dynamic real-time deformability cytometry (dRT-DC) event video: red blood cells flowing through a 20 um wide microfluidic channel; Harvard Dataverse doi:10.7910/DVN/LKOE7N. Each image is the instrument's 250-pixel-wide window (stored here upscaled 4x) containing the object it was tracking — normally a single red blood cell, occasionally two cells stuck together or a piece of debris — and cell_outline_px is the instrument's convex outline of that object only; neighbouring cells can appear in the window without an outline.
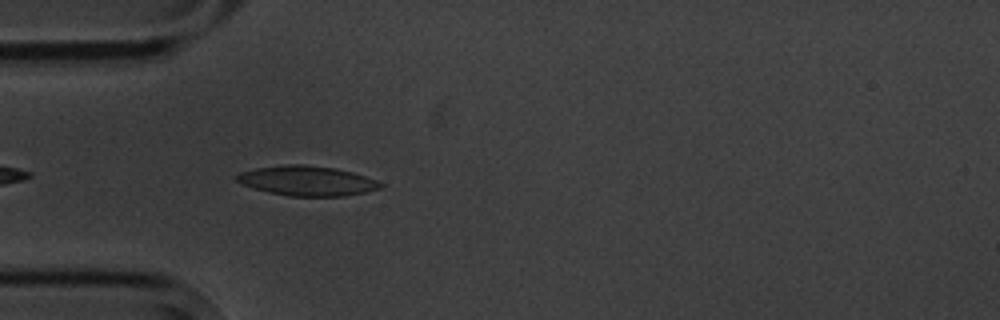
{"species": "common noctule bat (a hibernating species)", "species_latin": "Nyctalus noctula", "temperature_condition": "cold", "stored_images_in_passage": 4, "camera_frame_rate_fps": 3000, "um_per_image_px": 0.085, "animal": {"sex": "male", "body_mass_g": 20.1, "forearm_length_mm": 53.5}, "frame": {"image": 1, "passage_image": 4, "time_ms": 3.333, "image_size_px": [1000, 320], "cell_outline_px": [[384, 188], [344, 196], [288, 196], [268, 192], [244, 184], [236, 180], [236, 176], [240, 172], [256, 168], [288, 164], [304, 164], [336, 168], [352, 172], [376, 180], [384, 184]], "centroid_in_image_um": [26.14, 15.37], "position_along_channel_um": 58.9, "area_um2": 24.85}}